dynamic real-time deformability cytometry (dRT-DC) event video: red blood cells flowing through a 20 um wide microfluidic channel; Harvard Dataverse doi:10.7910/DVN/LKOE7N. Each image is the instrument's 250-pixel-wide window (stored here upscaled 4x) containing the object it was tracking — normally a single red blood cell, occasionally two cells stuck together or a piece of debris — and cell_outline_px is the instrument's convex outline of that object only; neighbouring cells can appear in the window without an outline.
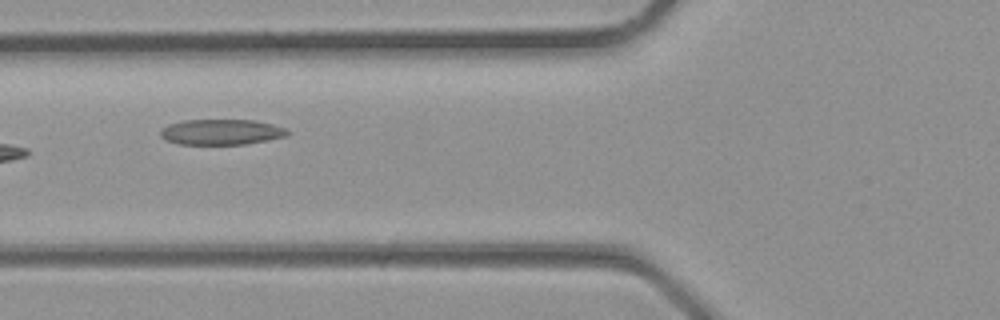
{"species": "common noctule bat (a hibernating species)", "species_latin": "Nyctalus noctula", "temperature_condition": "room temperature", "stored_images_in_passage": 4, "camera_frame_rate_fps": 3000, "um_per_image_px": 0.085, "animal": {"sex": "male", "body_mass_g": 23.1, "forearm_length_mm": 52.7}, "frame": {"image": 1, "passage_image": 4, "time_ms": 1.0, "image_size_px": [1000, 320], "cell_outline_px": [[292, 132], [288, 136], [268, 140], [244, 144], [180, 144], [164, 140], [160, 136], [160, 128], [168, 124], [184, 120], [256, 120], [272, 124], [284, 128]], "centroid_in_image_um": [18.8, 11.22], "position_along_channel_um": 107.0, "area_um2": 19.07}}